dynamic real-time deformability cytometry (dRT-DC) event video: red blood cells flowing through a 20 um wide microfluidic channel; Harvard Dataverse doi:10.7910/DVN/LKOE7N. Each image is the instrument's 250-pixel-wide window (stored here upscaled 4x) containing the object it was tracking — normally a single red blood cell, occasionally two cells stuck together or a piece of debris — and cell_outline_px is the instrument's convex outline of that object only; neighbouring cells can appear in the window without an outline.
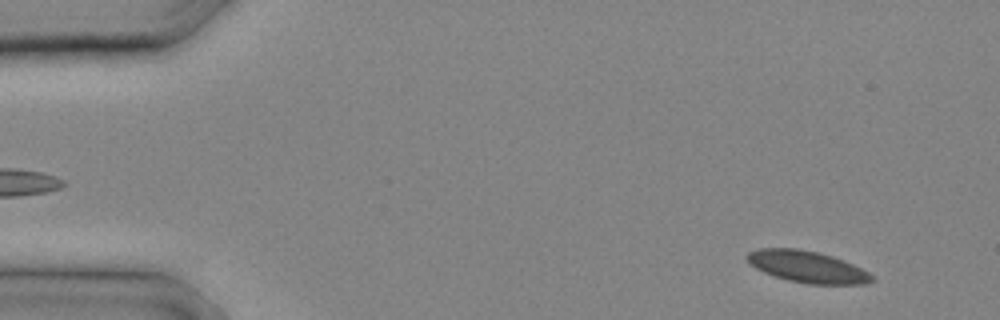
{"species": "common noctule bat (a hibernating species)", "species_latin": "Nyctalus noctula", "temperature_condition": "cold", "stored_images_in_passage": 9, "camera_frame_rate_fps": 3000, "um_per_image_px": 0.085, "animal": {"sex": "male", "body_mass_g": 20.4}, "frame": {"image": 1, "passage_image": 2, "time_ms": 0.333, "image_size_px": [1000, 320], "cell_outline_px": [[876, 280], [864, 284], [808, 284], [788, 280], [764, 272], [756, 268], [744, 256], [748, 252], [760, 248], [796, 248], [816, 252], [832, 256], [852, 264], [868, 272]], "centroid_in_image_um": [68.61, 22.67], "position_along_channel_um": 16.4, "area_um2": 22.77}}
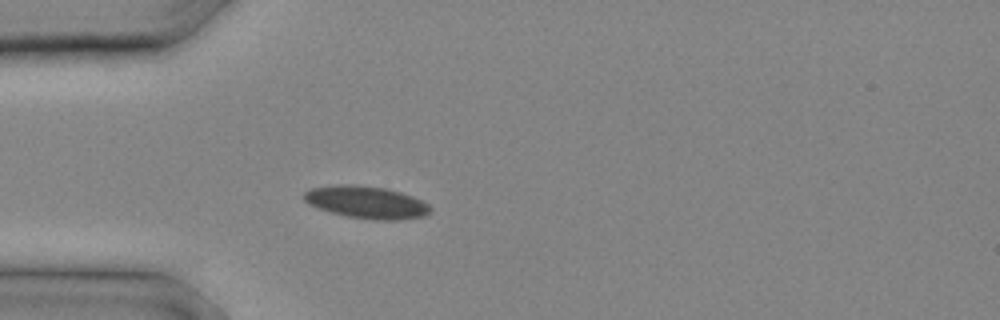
{"frame": {"image": 2, "passage_image": 7, "time_ms": 2.0, "image_size_px": [1000, 320], "cell_outline_px": [[432, 208], [424, 216], [396, 220], [376, 220], [348, 216], [332, 212], [308, 204], [304, 200], [304, 192], [312, 188], [340, 184], [356, 184], [384, 188], [400, 192], [412, 196], [428, 204]], "centroid_in_image_um": [31.14, 17.18], "position_along_channel_um": 53.9, "area_um2": 23.52}}